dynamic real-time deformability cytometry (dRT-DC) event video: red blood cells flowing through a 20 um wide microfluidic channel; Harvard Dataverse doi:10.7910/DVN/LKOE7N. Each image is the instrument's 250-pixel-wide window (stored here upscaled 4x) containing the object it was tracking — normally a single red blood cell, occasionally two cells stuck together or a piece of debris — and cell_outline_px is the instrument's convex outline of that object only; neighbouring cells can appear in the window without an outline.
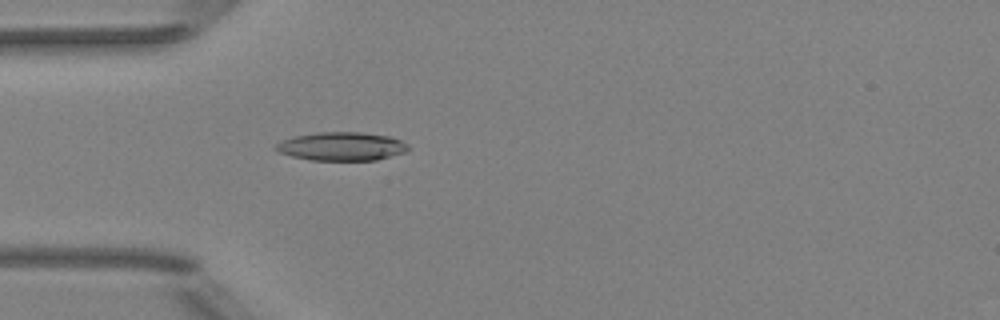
{"species": "Egyptian fruit bat (a non-hibernating species)", "species_latin": "Rousettus aegyptiacus", "temperature_condition": "room temperature", "stored_images_in_passage": 5, "camera_frame_rate_fps": 3000, "um_per_image_px": 0.085, "animal": {"sex": "female"}, "frame": {"image": 1, "passage_image": 5, "time_ms": 4.667, "image_size_px": [1000, 320], "cell_outline_px": [[408, 148], [404, 152], [376, 160], [308, 160], [292, 156], [280, 152], [276, 148], [276, 144], [292, 136], [316, 132], [360, 132], [392, 136], [408, 144]], "centroid_in_image_um": [29.05, 12.43], "position_along_channel_um": 56.0, "area_um2": 21.91}}